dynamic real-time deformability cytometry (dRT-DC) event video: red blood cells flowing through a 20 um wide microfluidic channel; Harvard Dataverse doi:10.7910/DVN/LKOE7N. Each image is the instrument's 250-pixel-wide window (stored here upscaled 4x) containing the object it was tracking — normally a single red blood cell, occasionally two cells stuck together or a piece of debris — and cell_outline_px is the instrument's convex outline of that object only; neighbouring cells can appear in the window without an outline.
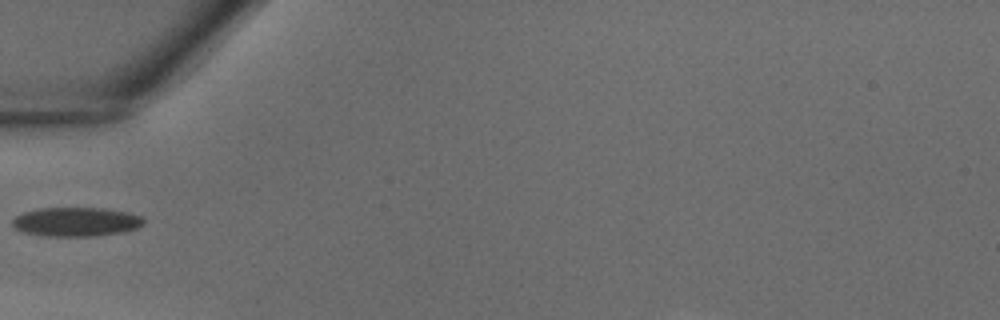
{"species": "common noctule bat (a hibernating species)", "species_latin": "Nyctalus noctula", "temperature_condition": "warm", "stored_images_in_passage": 27, "camera_frame_rate_fps": 3000, "um_per_image_px": 0.085, "animal": {"sex": "male", "body_mass_g": 18.8}, "frame": {"image": 1, "passage_image": 1, "time_ms": 0.0, "image_size_px": [1000, 320], "cell_outline_px": [[144, 224], [136, 228], [124, 232], [88, 236], [48, 236], [24, 232], [16, 228], [12, 224], [12, 220], [16, 216], [24, 212], [40, 208], [104, 208], [128, 212], [140, 216], [144, 220]], "centroid_in_image_um": [6.48, 18.85], "position_along_channel_um": 78.5, "area_um2": 22.08}}
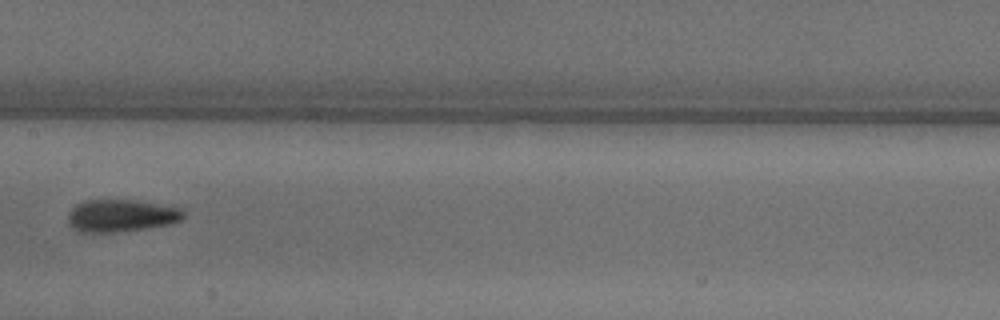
{"frame": {"image": 2, "passage_image": 8, "time_ms": 2.333, "image_size_px": [1000, 320], "cell_outline_px": [[184, 220], [168, 224], [144, 228], [116, 232], [76, 232], [68, 224], [68, 216], [72, 208], [76, 204], [84, 200], [140, 200], [184, 208]], "centroid_in_image_um": [10.31, 18.32], "position_along_channel_um": 197.1, "area_um2": 22.08}}
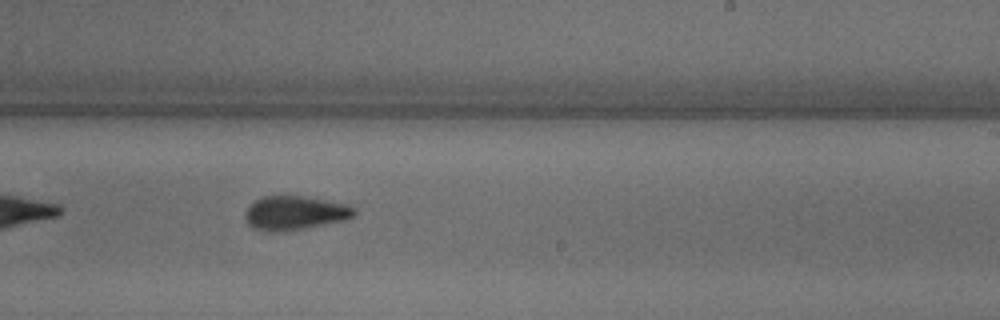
{"frame": {"image": 3, "passage_image": 12, "time_ms": 3.667, "image_size_px": [1000, 320], "cell_outline_px": [[356, 216], [344, 220], [300, 228], [268, 232], [256, 228], [248, 224], [244, 216], [244, 212], [256, 200], [264, 196], [300, 196], [348, 204], [356, 208]], "centroid_in_image_um": [25.08, 18.08], "position_along_channel_um": 263.9, "area_um2": 21.1}}